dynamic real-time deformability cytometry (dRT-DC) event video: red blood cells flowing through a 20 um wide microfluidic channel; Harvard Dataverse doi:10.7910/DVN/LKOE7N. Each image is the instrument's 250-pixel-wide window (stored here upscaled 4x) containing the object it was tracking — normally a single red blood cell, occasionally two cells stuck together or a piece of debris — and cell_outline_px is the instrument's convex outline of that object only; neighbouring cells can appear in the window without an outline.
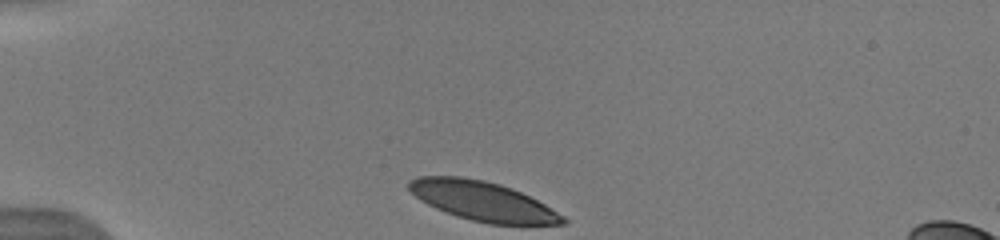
{"species": "human", "species_latin": "Homo sapiens", "temperature_condition": "warm", "stored_images_in_passage": 29, "camera_frame_rate_fps": 3000, "um_per_image_px": 0.085, "donor": {"sex": "male"}, "frame": {"image": 1, "passage_image": 1, "time_ms": 0.0, "image_size_px": [1000, 240], "cell_outline_px": [[568, 224], [488, 224], [456, 216], [436, 208], [420, 200], [408, 188], [408, 180], [420, 176], [460, 176], [484, 180], [500, 184], [512, 188], [544, 204], [564, 216], [568, 220]], "centroid_in_image_um": [41.02, 17.09], "position_along_channel_um": 44.0, "area_um2": 35.08}}